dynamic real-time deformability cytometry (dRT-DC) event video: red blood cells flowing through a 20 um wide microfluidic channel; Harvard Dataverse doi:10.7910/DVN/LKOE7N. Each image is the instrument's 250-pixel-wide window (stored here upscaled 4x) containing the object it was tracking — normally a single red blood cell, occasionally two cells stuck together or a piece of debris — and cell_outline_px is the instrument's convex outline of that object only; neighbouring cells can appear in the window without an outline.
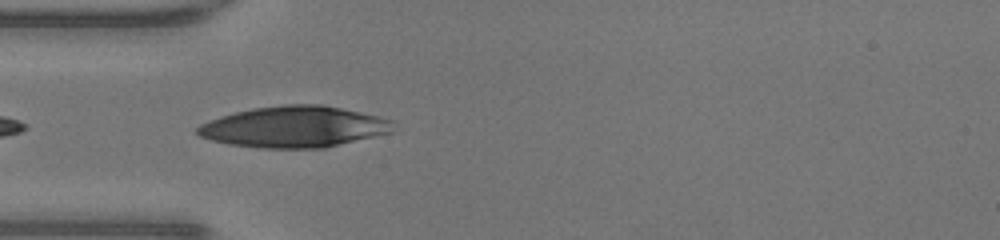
{"species": "human", "species_latin": "Homo sapiens", "temperature_condition": "warm", "stored_images_in_passage": 13, "camera_frame_rate_fps": 3000, "um_per_image_px": 0.085, "donor": {"sex": "male"}, "frame": {"image": 1, "passage_image": 1, "time_ms": 0.0, "image_size_px": [1000, 240], "cell_outline_px": [[392, 132], [324, 148], [260, 148], [228, 144], [212, 140], [200, 136], [196, 132], [196, 128], [200, 124], [236, 112], [252, 108], [284, 104], [324, 104], [360, 112], [392, 120]], "centroid_in_image_um": [25.0, 10.78], "position_along_channel_um": 60.0, "area_um2": 46.7}}
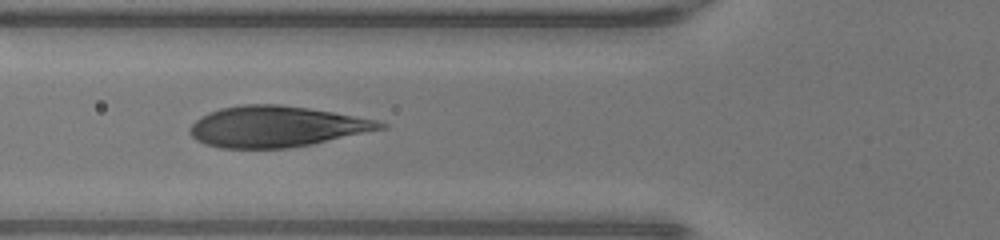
{"frame": {"image": 2, "passage_image": 4, "time_ms": 1.0, "image_size_px": [1000, 240], "cell_outline_px": [[388, 128], [312, 144], [288, 148], [220, 148], [204, 144], [196, 140], [188, 132], [192, 124], [196, 120], [220, 108], [244, 104], [280, 104], [308, 108], [380, 120], [388, 124]], "centroid_in_image_um": [23.53, 10.76], "position_along_channel_um": 102.3, "area_um2": 45.43}}
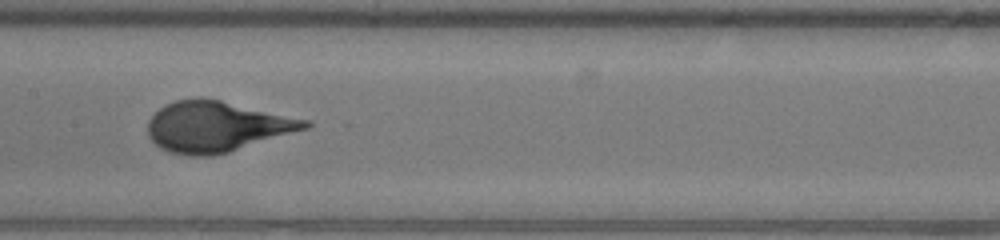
{"frame": {"image": 3, "passage_image": 10, "time_ms": 3.0, "image_size_px": [1000, 240], "cell_outline_px": [[312, 124], [308, 128], [228, 152], [208, 156], [188, 156], [168, 152], [160, 148], [148, 136], [148, 120], [164, 104], [176, 100], [200, 96], [220, 100], [308, 120]], "centroid_in_image_um": [18.37, 10.75], "position_along_channel_um": 189.0, "area_um2": 46.18}}